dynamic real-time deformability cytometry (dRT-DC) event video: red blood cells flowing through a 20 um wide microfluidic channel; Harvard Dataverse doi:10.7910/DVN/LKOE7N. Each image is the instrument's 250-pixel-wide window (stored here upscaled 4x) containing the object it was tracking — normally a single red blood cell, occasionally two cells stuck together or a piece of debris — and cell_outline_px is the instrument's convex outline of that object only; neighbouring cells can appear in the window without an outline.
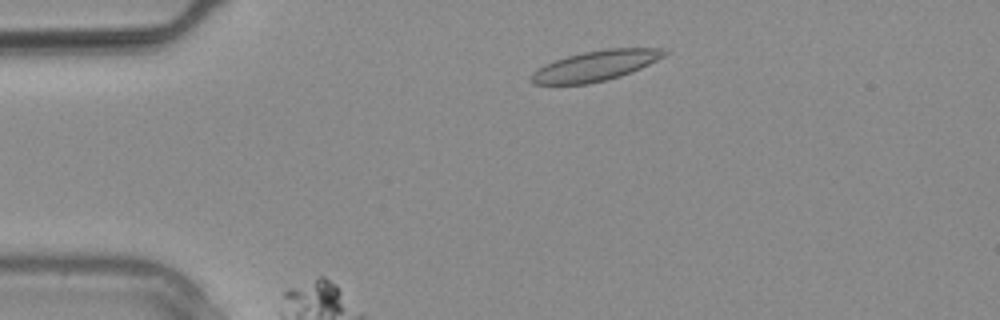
{"species": "common noctule bat (a hibernating species)", "species_latin": "Nyctalus noctula", "temperature_condition": "warm", "stored_images_in_passage": 2, "camera_frame_rate_fps": 3000, "um_per_image_px": 0.085, "animal": {"sex": "male", "body_mass_g": 20.4}, "frame": {"image": 1, "passage_image": 1, "time_ms": 0.0, "image_size_px": [1000, 320], "cell_outline_px": [[668, 52], [664, 56], [632, 72], [620, 76], [588, 84], [532, 84], [528, 80], [532, 72], [544, 64], [568, 56], [584, 52], [608, 48], [660, 48]], "centroid_in_image_um": [50.57, 5.59], "position_along_channel_um": 34.4, "area_um2": 23.29}}